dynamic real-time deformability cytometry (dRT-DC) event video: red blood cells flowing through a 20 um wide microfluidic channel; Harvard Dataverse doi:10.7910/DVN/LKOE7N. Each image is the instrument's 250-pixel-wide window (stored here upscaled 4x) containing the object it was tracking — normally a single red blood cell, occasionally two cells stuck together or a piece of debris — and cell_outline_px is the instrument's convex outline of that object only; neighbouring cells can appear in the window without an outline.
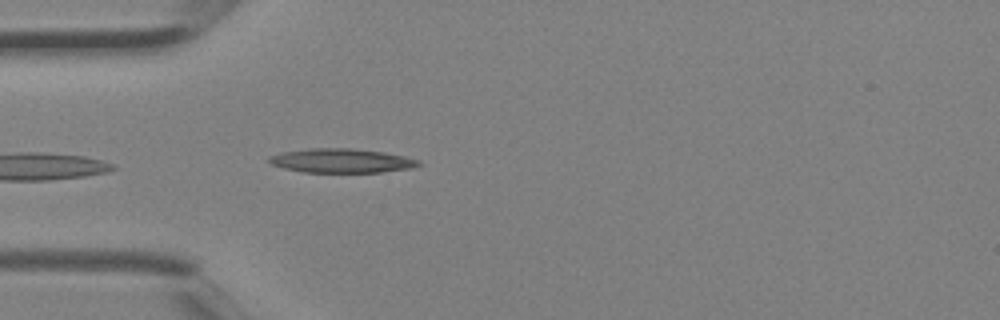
{"species": "Egyptian fruit bat (a non-hibernating species)", "species_latin": "Rousettus aegyptiacus", "temperature_condition": "room temperature", "stored_images_in_passage": 4, "camera_frame_rate_fps": 3000, "um_per_image_px": 0.085, "animal": {"sex": "female"}, "frame": {"image": 1, "passage_image": 4, "time_ms": 1.0, "image_size_px": [1000, 320], "cell_outline_px": [[424, 164], [412, 168], [380, 172], [304, 172], [284, 168], [272, 164], [268, 160], [268, 156], [280, 152], [308, 148], [352, 148], [384, 152], [404, 156], [420, 160]], "centroid_in_image_um": [29.04, 13.65], "position_along_channel_um": 56.0, "area_um2": 21.15}}